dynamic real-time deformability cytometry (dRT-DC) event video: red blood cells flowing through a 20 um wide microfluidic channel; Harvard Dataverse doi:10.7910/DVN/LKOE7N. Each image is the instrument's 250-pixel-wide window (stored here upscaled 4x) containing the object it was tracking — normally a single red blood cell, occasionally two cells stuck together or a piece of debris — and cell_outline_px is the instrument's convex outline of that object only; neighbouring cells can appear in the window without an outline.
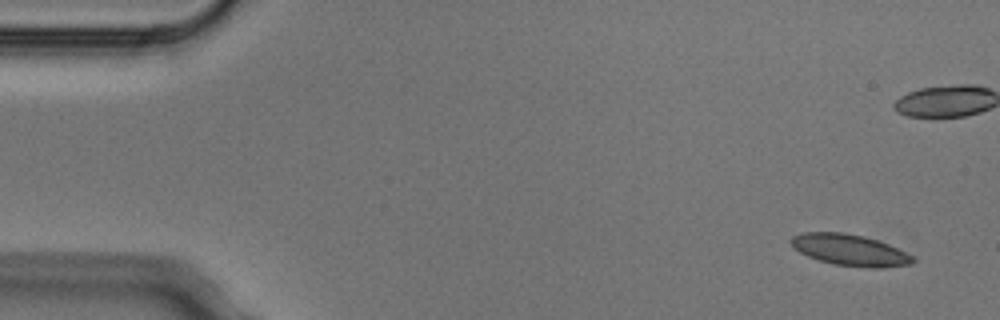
{"species": "Egyptian fruit bat (a non-hibernating species)", "species_latin": "Rousettus aegyptiacus", "temperature_condition": "cold", "stored_images_in_passage": 4, "camera_frame_rate_fps": 3000, "um_per_image_px": 0.085, "animal": {"sex": "male"}, "frame": {"image": 1, "passage_image": 1, "time_ms": 0.0, "image_size_px": [1000, 320], "cell_outline_px": [[916, 260], [912, 264], [880, 268], [868, 268], [836, 264], [820, 260], [808, 256], [800, 252], [788, 240], [792, 236], [804, 232], [844, 232], [864, 236], [888, 244], [912, 256]], "centroid_in_image_um": [72.24, 21.25], "position_along_channel_um": 12.8, "area_um2": 22.02}}